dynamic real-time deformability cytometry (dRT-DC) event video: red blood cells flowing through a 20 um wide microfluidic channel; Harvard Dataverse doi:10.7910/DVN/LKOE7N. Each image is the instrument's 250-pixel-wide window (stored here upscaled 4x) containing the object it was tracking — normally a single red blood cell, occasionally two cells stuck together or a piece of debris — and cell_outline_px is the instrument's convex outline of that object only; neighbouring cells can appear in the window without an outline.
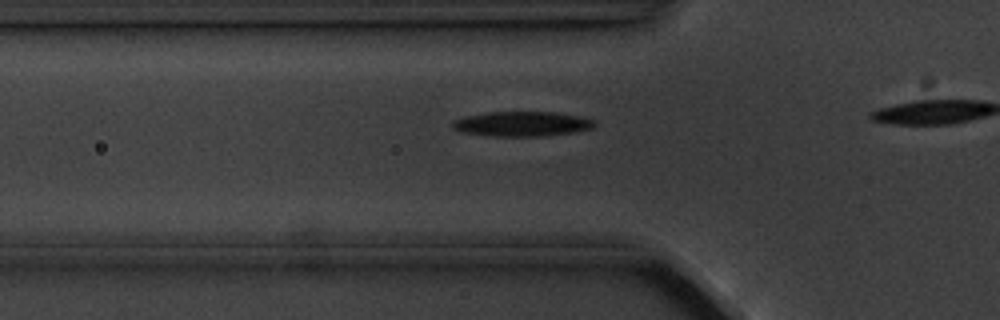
{"species": "common noctule bat (a hibernating species)", "species_latin": "Nyctalus noctula", "temperature_condition": "cold", "stored_images_in_passage": 4, "camera_frame_rate_fps": 3000, "um_per_image_px": 0.085, "animal": {"sex": "male", "body_mass_g": 20.1, "forearm_length_mm": 53.5}, "frame": {"image": 1, "passage_image": 4, "time_ms": 3.667, "image_size_px": [1000, 320], "cell_outline_px": [[596, 124], [592, 128], [572, 132], [544, 136], [492, 136], [460, 132], [452, 128], [452, 120], [464, 116], [488, 112], [556, 112], [580, 116], [596, 120]], "centroid_in_image_um": [44.34, 10.52], "position_along_channel_um": 81.5, "area_um2": 20.69}}